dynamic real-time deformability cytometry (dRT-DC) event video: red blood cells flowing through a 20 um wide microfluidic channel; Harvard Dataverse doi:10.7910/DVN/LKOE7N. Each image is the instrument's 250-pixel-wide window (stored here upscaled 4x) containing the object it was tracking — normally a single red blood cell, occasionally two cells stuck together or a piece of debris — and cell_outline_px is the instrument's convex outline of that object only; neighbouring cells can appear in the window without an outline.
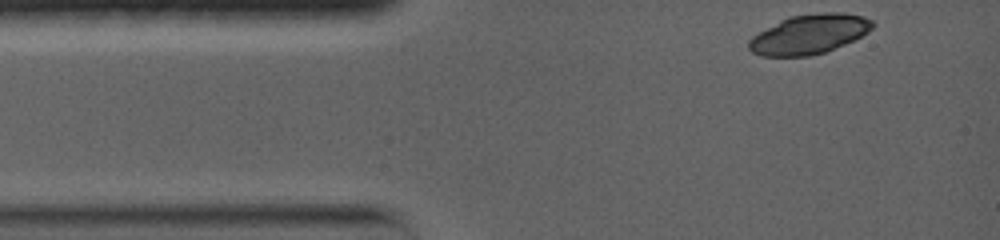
{"species": "common noctule bat (a hibernating species)", "species_latin": "Nyctalus noctula", "temperature_condition": "warm", "stored_images_in_passage": 7, "camera_frame_rate_fps": 5000, "um_per_image_px": 0.085, "animal": {"sex": "female", "body_mass_g": 19.0, "forearm_length_mm": 56.7}, "frame": {"image": 1, "passage_image": 1, "time_ms": 0.0, "image_size_px": [1000, 240], "cell_outline_px": [[876, 24], [868, 32], [844, 44], [824, 52], [808, 56], [760, 56], [752, 52], [748, 48], [748, 40], [752, 36], [780, 20], [788, 16], [824, 12], [844, 12], [864, 16], [872, 20]], "centroid_in_image_um": [68.78, 2.89], "position_along_channel_um": 16.2, "area_um2": 28.5}}